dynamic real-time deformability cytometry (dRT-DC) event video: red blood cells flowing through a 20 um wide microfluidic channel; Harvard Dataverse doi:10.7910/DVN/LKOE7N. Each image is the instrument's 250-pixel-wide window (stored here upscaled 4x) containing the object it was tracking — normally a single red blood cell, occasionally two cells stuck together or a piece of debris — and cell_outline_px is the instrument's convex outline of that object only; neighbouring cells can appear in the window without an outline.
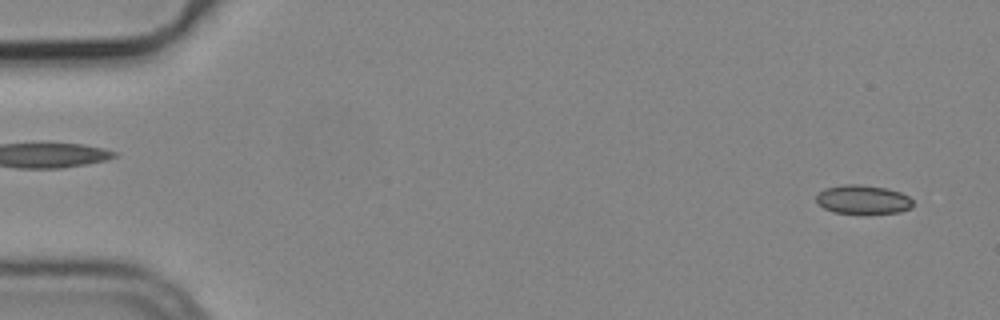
{"species": "common noctule bat (a hibernating species)", "species_latin": "Nyctalus noctula", "temperature_condition": "cold", "stored_images_in_passage": 54, "camera_frame_rate_fps": 3000, "um_per_image_px": 0.085, "animal": {"sex": "male", "body_mass_g": 19.2, "forearm_length_mm": 51.8}, "frame": {"image": 1, "passage_image": 3, "time_ms": 0.667, "image_size_px": [1000, 320], "cell_outline_px": [[912, 208], [900, 212], [832, 212], [824, 208], [816, 200], [816, 196], [824, 188], [844, 184], [860, 184], [884, 188], [900, 192], [908, 196], [912, 200]], "centroid_in_image_um": [73.34, 16.94], "position_along_channel_um": 11.7, "area_um2": 15.9}}
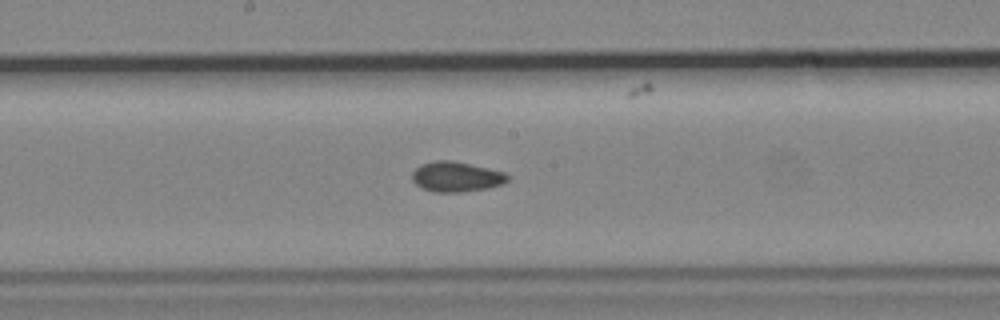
{"frame": {"image": 2, "passage_image": 29, "time_ms": 9.333, "image_size_px": [1000, 320], "cell_outline_px": [[508, 180], [500, 184], [484, 188], [460, 192], [432, 192], [420, 188], [412, 180], [412, 172], [420, 164], [436, 160], [452, 160], [488, 168], [504, 172], [508, 176]], "centroid_in_image_um": [38.71, 15.01], "position_along_channel_um": 209.5, "area_um2": 16.65}}
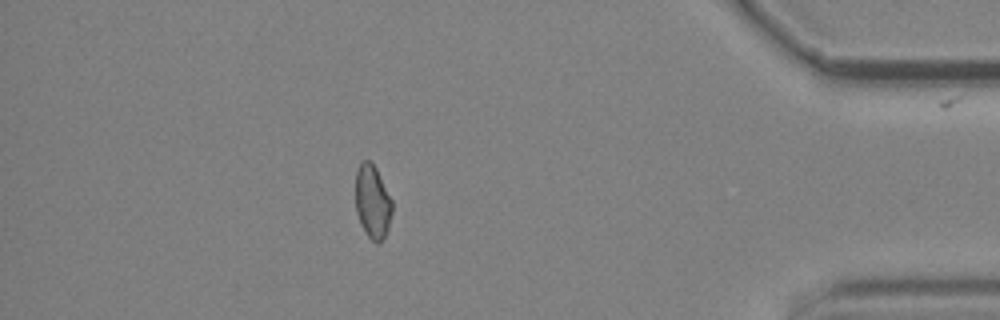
{"frame": {"image": 3, "passage_image": 48, "time_ms": 15.667, "image_size_px": [1000, 320], "cell_outline_px": [[392, 212], [388, 228], [380, 244], [376, 244], [368, 236], [360, 224], [356, 212], [356, 172], [360, 160], [368, 160], [376, 168], [392, 200]], "centroid_in_image_um": [31.66, 17.16], "position_along_channel_um": 403.5, "area_um2": 15.72}, "authors_computed_cell_mechanics": {"area_um2": 16.3574, "velocity_mm_per_s": 3.7753, "shape_relaxation_time_tau1_ms": null, "shape_relaxation_time_tau2_ms": 3.0778, "deformation_change_tau1": null, "deformation_change_tau2": 0.0652}}